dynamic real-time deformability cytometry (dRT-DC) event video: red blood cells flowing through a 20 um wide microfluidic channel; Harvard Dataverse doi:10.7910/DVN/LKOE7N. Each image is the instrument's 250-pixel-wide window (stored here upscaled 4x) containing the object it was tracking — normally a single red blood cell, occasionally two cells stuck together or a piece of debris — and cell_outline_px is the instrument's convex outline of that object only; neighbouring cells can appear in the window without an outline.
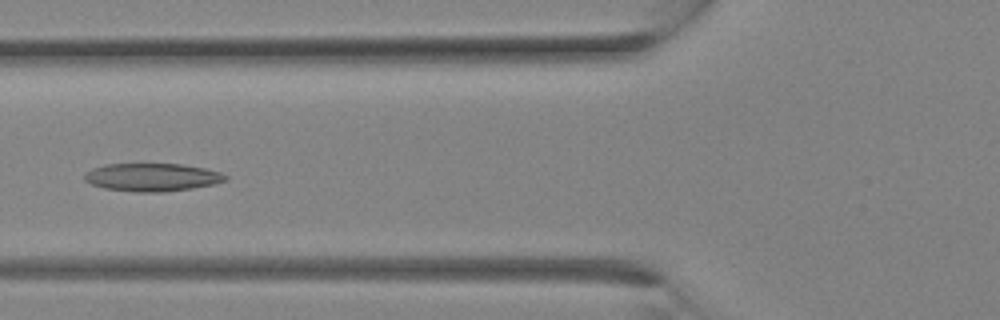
{"species": "Egyptian fruit bat (a non-hibernating species)", "species_latin": "Rousettus aegyptiacus", "temperature_condition": "room temperature", "stored_images_in_passage": 21, "camera_frame_rate_fps": 3000, "um_per_image_px": 0.085, "animal": {"sex": "female"}, "frame": {"image": 1, "passage_image": 11, "time_ms": 3.333, "image_size_px": [1000, 320], "cell_outline_px": [[228, 180], [216, 184], [192, 188], [164, 192], [136, 192], [104, 188], [92, 184], [84, 180], [84, 172], [92, 168], [104, 164], [180, 164], [204, 168], [220, 172], [228, 176]], "centroid_in_image_um": [12.93, 15.06], "position_along_channel_um": 112.9, "area_um2": 23.12}}
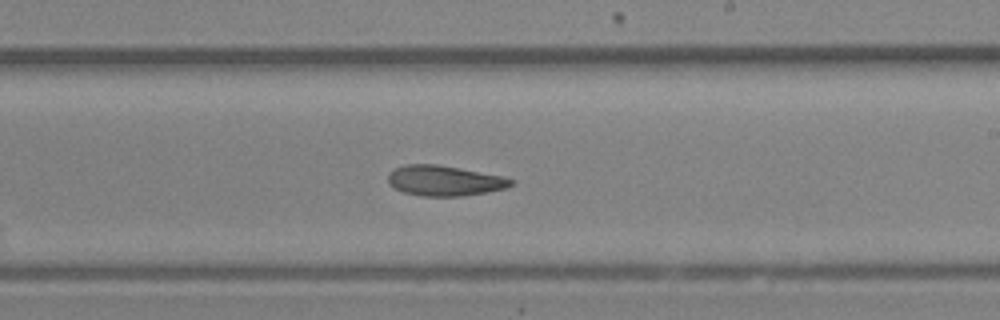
{"frame": {"image": 2, "passage_image": 17, "time_ms": 5.333, "image_size_px": [1000, 320], "cell_outline_px": [[516, 180], [508, 188], [488, 192], [460, 196], [420, 196], [404, 192], [388, 184], [388, 172], [392, 168], [404, 164], [436, 164], [460, 168], [504, 176]], "centroid_in_image_um": [37.78, 15.35], "position_along_channel_um": 251.2, "area_um2": 22.02}}
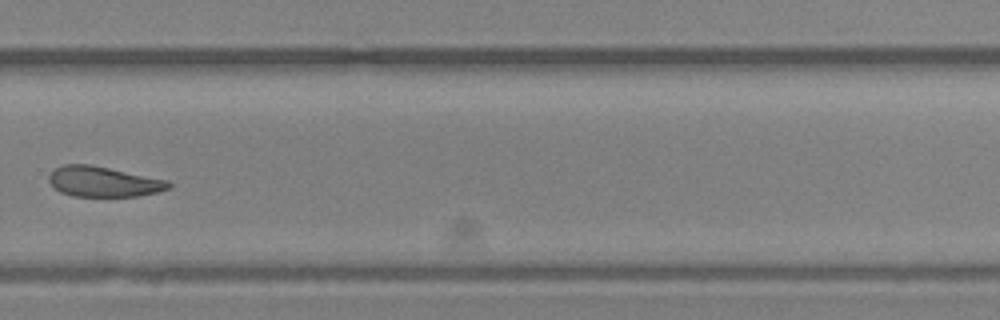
{"frame": {"image": 3, "passage_image": 20, "time_ms": 6.333, "image_size_px": [1000, 320], "cell_outline_px": [[172, 188], [160, 192], [140, 196], [72, 196], [60, 192], [48, 180], [48, 176], [56, 168], [64, 164], [88, 164], [168, 180], [172, 184]], "centroid_in_image_um": [8.84, 15.45], "position_along_channel_um": 321.0, "area_um2": 21.1}}